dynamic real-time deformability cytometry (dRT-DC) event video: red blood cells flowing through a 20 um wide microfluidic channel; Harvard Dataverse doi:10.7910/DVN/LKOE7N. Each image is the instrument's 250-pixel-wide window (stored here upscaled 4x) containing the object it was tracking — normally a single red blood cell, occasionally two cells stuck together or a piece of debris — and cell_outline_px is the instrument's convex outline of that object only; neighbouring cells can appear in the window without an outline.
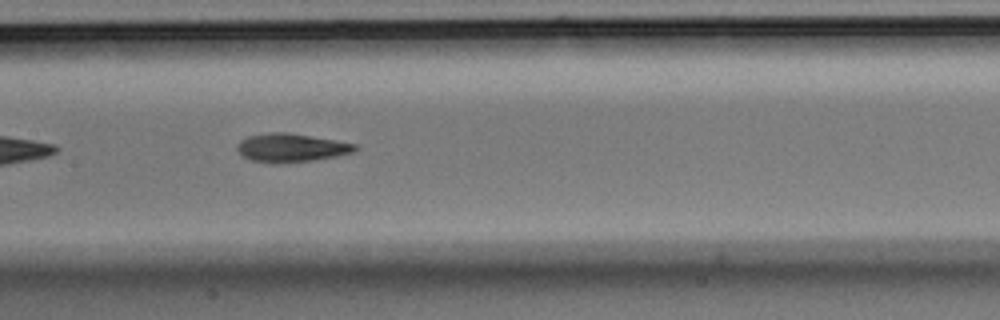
{"species": "Egyptian fruit bat (a non-hibernating species)", "species_latin": "Rousettus aegyptiacus", "temperature_condition": "room temperature", "stored_images_in_passage": 21, "camera_frame_rate_fps": 3000, "um_per_image_px": 0.085, "animal": {"sex": "male"}, "frame": {"image": 1, "passage_image": 12, "time_ms": 3.667, "image_size_px": [1000, 320], "cell_outline_px": [[360, 148], [352, 152], [336, 156], [312, 160], [276, 164], [252, 160], [240, 156], [236, 148], [236, 144], [240, 140], [248, 136], [268, 132], [284, 132], [356, 144]], "centroid_in_image_um": [24.67, 12.57], "position_along_channel_um": 182.7, "area_um2": 19.48}}